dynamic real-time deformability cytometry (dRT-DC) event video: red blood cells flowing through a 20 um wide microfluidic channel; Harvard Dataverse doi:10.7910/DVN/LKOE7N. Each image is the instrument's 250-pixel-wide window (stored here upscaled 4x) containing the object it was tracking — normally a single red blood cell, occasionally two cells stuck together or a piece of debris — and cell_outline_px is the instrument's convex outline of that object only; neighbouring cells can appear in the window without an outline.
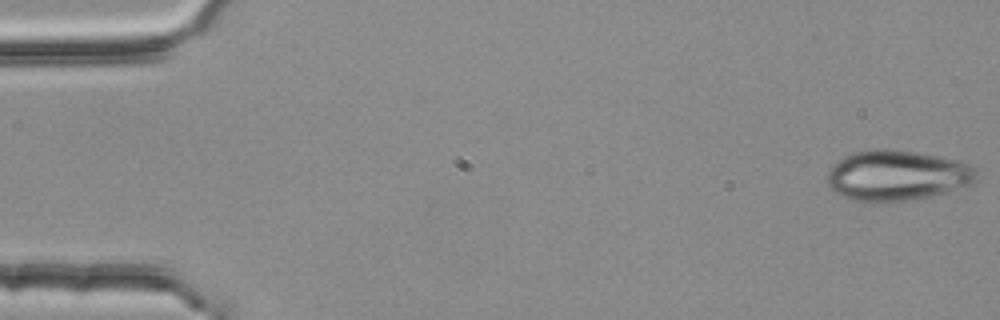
{"species": "common noctule bat (a hibernating species)", "species_latin": "Nyctalus noctula", "temperature_condition": "room temperature", "stored_images_in_passage": 4, "camera_frame_rate_fps": 3000, "um_per_image_px": 0.085, "animal": {"sex": "female", "body_mass_g": 25.1}, "frame": {"image": 1, "passage_image": 1, "time_ms": 0.0, "image_size_px": [1000, 320], "cell_outline_px": [[976, 180], [972, 184], [948, 192], [916, 200], [888, 204], [872, 204], [852, 200], [840, 196], [828, 184], [828, 172], [844, 156], [852, 152], [876, 148], [888, 148], [916, 152], [964, 160], [976, 172]], "centroid_in_image_um": [76.27, 14.95], "position_along_channel_um": 8.7, "area_um2": 44.91}}